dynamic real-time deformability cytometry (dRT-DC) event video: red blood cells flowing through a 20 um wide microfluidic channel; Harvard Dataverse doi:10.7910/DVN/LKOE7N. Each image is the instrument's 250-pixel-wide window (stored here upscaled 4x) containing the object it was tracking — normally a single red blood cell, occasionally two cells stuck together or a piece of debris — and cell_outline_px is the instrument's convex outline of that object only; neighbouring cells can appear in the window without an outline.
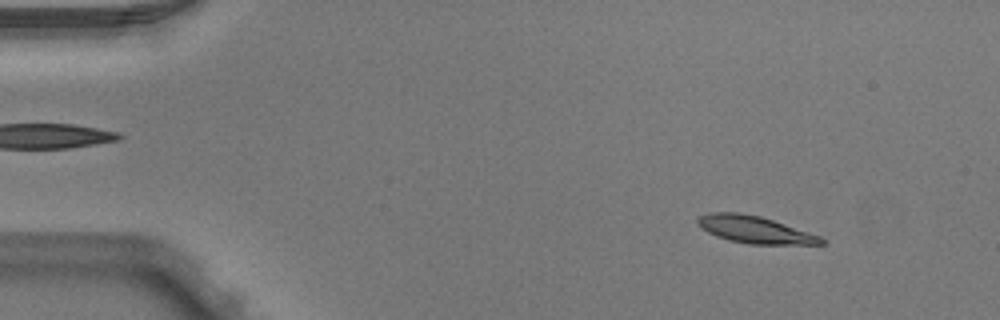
{"species": "Egyptian fruit bat (a non-hibernating species)", "species_latin": "Rousettus aegyptiacus", "temperature_condition": "warm", "stored_images_in_passage": 6, "camera_frame_rate_fps": 3000, "um_per_image_px": 0.085, "animal": {"sex": "male"}, "frame": {"image": 1, "passage_image": 1, "time_ms": 0.0, "image_size_px": [1000, 320], "cell_outline_px": [[824, 244], [748, 244], [728, 240], [716, 236], [700, 228], [696, 224], [696, 220], [700, 216], [712, 212], [740, 212], [760, 216], [820, 236], [824, 240]], "centroid_in_image_um": [64.09, 19.51], "position_along_channel_um": 20.9, "area_um2": 19.42}}
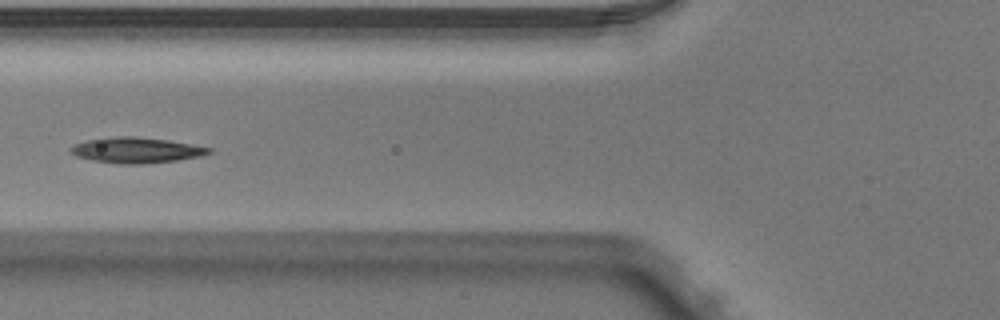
{"frame": {"image": 2, "passage_image": 5, "time_ms": 1.333, "image_size_px": [1000, 320], "cell_outline_px": [[212, 152], [200, 156], [176, 160], [140, 164], [120, 164], [92, 160], [76, 156], [68, 152], [68, 148], [72, 144], [88, 140], [116, 136], [132, 136], [168, 140], [212, 148]], "centroid_in_image_um": [11.52, 12.76], "position_along_channel_um": 114.3, "area_um2": 20.58}}
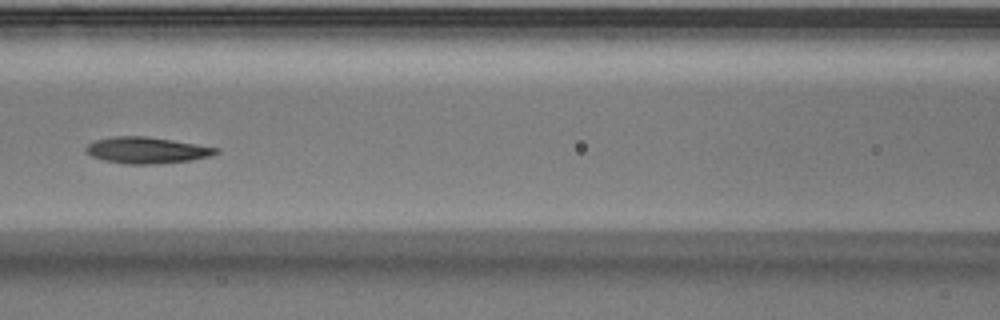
{"frame": {"image": 3, "passage_image": 6, "time_ms": 1.667, "image_size_px": [1000, 320], "cell_outline_px": [[220, 152], [208, 156], [192, 160], [156, 164], [128, 164], [104, 160], [92, 156], [84, 148], [88, 144], [96, 140], [112, 136], [144, 136], [172, 140], [220, 148]], "centroid_in_image_um": [12.49, 12.77], "position_along_channel_um": 154.1, "area_um2": 19.83}}